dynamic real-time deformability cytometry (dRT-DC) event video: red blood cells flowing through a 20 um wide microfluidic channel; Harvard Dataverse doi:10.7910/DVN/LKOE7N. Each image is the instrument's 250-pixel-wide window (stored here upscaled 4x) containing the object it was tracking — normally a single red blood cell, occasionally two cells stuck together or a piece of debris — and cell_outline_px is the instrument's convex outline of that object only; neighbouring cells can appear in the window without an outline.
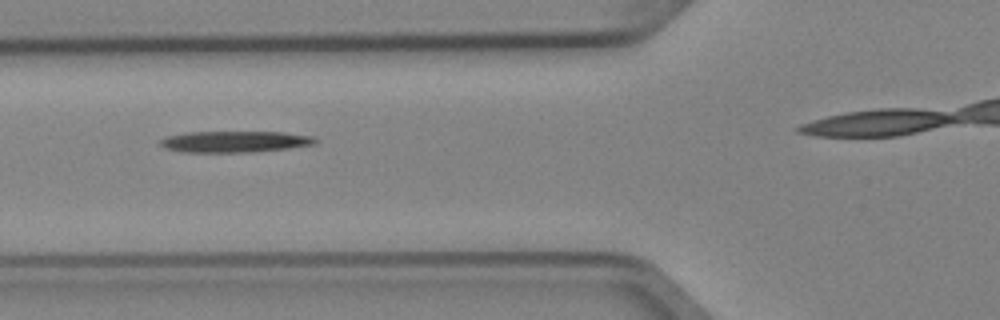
{"species": "Egyptian fruit bat (a non-hibernating species)", "species_latin": "Rousettus aegyptiacus", "temperature_condition": "cold", "stored_images_in_passage": 5, "camera_frame_rate_fps": 3000, "um_per_image_px": 0.085, "animal": {"sex": "female"}, "frame": {"image": 1, "passage_image": 4, "time_ms": 1.0, "image_size_px": [1000, 320], "cell_outline_px": [[316, 144], [288, 148], [252, 152], [180, 152], [164, 148], [160, 144], [160, 140], [168, 136], [188, 132], [284, 132], [316, 136]], "centroid_in_image_um": [19.98, 12.04], "position_along_channel_um": 105.8, "area_um2": 19.31}}